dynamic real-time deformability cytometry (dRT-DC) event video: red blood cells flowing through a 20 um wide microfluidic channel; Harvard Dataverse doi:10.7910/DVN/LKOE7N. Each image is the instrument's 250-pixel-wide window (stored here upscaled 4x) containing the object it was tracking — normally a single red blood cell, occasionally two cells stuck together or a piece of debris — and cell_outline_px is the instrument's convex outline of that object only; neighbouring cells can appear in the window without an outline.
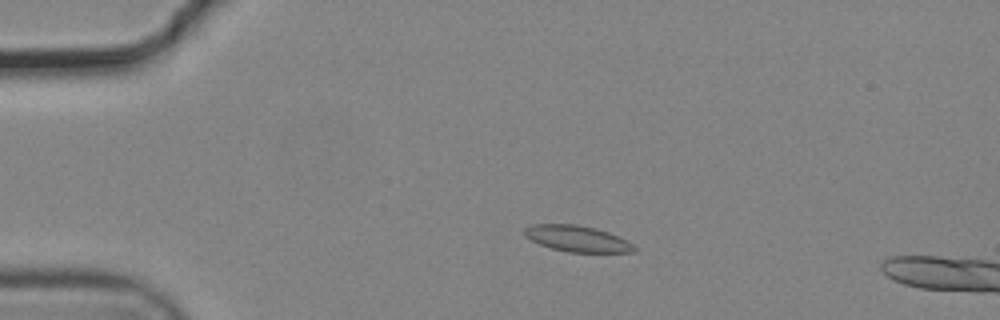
{"species": "common noctule bat (a hibernating species)", "species_latin": "Nyctalus noctula", "temperature_condition": "cold", "stored_images_in_passage": 47, "camera_frame_rate_fps": 3000, "um_per_image_px": 0.085, "animal": {"sex": "male", "body_mass_g": 19.2, "forearm_length_mm": 51.8}, "frame": {"image": 1, "passage_image": 3, "time_ms": 0.667, "image_size_px": [1000, 320], "cell_outline_px": [[636, 252], [568, 252], [552, 248], [540, 244], [532, 240], [524, 232], [524, 228], [532, 224], [576, 224], [596, 228], [608, 232], [628, 240], [636, 248]], "centroid_in_image_um": [49.1, 20.28], "position_along_channel_um": 35.9, "area_um2": 16.59}}
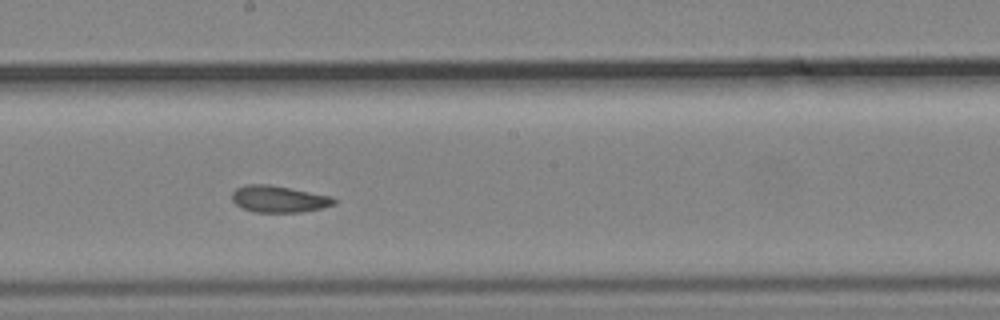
{"frame": {"image": 2, "passage_image": 22, "time_ms": 7.0, "image_size_px": [1000, 320], "cell_outline_px": [[336, 204], [324, 208], [300, 212], [256, 212], [244, 208], [236, 204], [232, 200], [232, 192], [236, 188], [244, 184], [268, 184], [332, 196], [336, 200]], "centroid_in_image_um": [23.71, 16.91], "position_along_channel_um": 224.5, "area_um2": 15.9}}
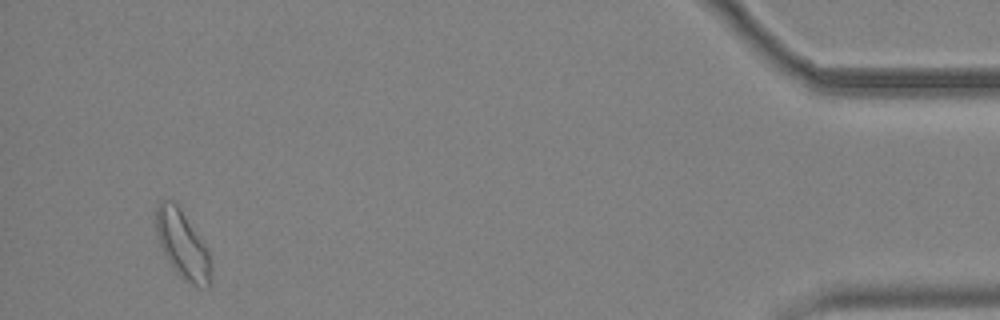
{"frame": {"image": 3, "passage_image": 44, "time_ms": 14.333, "image_size_px": [1000, 320], "cell_outline_px": [[212, 284], [208, 288], [196, 288], [184, 280], [172, 268], [160, 244], [156, 232], [156, 208], [160, 200], [172, 200], [180, 208], [208, 248], [212, 264]], "centroid_in_image_um": [15.57, 20.86], "position_along_channel_um": 419.6, "area_um2": 22.14}, "authors_computed_cell_mechanics": {"area_um2": 16.7042, "velocity_mm_per_s": 3.681, "shape_relaxation_time_tau1_ms": null, "shape_relaxation_time_tau2_ms": 3.5717, "deformation_change_tau1": null, "deformation_change_tau2": 0.0578}}